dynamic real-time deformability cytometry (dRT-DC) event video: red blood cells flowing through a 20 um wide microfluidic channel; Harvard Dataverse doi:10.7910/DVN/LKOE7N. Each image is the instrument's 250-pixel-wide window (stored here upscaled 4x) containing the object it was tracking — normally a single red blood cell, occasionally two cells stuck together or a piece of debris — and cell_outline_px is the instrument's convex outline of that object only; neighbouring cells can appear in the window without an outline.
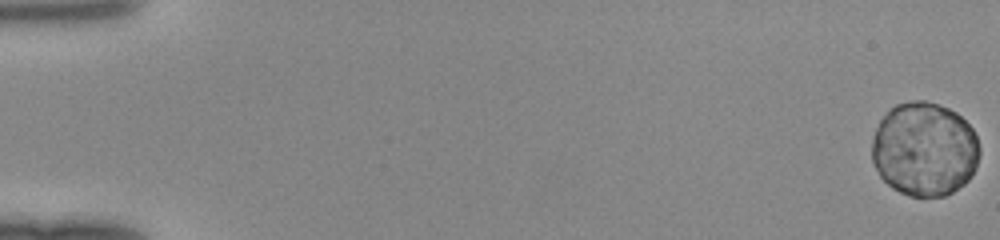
{"species": "human", "species_latin": "Homo sapiens", "temperature_condition": "room temperature", "stored_images_in_passage": 50, "camera_frame_rate_fps": 3000, "um_per_image_px": 0.085, "donor": {"sex": "female"}, "frame": {"image": 1, "passage_image": 1, "time_ms": 0.0, "image_size_px": [1000, 240], "cell_outline_px": [[980, 152], [976, 168], [968, 180], [964, 184], [952, 192], [944, 196], [908, 196], [892, 188], [880, 176], [872, 160], [872, 136], [880, 120], [896, 104], [912, 100], [924, 100], [948, 108], [956, 112], [972, 128], [976, 136], [980, 148]], "centroid_in_image_um": [78.58, 12.68], "position_along_channel_um": 6.4, "area_um2": 59.13}}
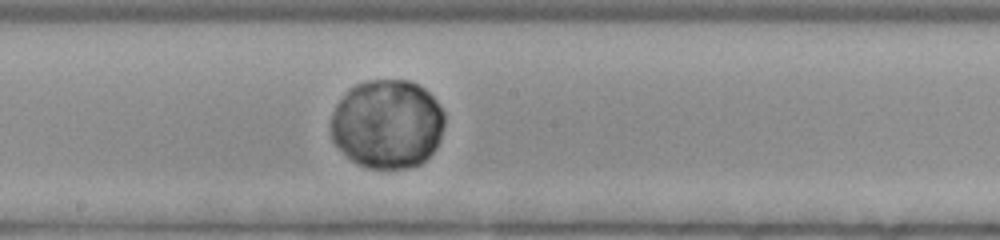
{"frame": {"image": 2, "passage_image": 29, "time_ms": 9.333, "image_size_px": [1000, 240], "cell_outline_px": [[444, 124], [436, 148], [420, 164], [408, 168], [368, 168], [352, 160], [332, 140], [332, 116], [336, 104], [356, 84], [368, 80], [408, 80], [424, 88], [436, 100], [444, 112]], "centroid_in_image_um": [32.94, 10.54], "position_along_channel_um": 215.3, "area_um2": 58.49}}
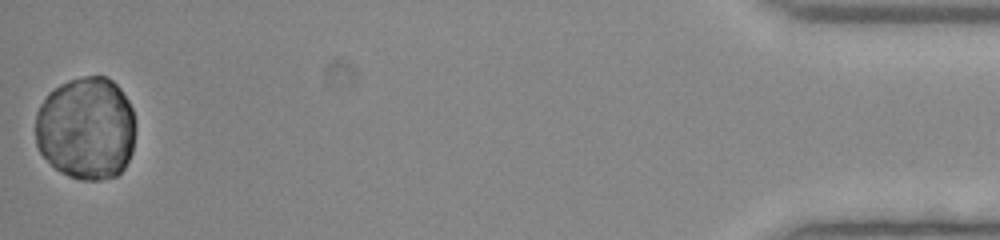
{"frame": {"image": 3, "passage_image": 50, "time_ms": 16.333, "image_size_px": [1000, 240], "cell_outline_px": [[132, 152], [124, 168], [116, 176], [100, 180], [80, 180], [68, 176], [60, 172], [40, 152], [36, 144], [36, 112], [40, 104], [48, 92], [60, 84], [68, 80], [84, 76], [104, 76], [112, 80], [120, 88], [128, 100], [132, 108]], "centroid_in_image_um": [7.29, 10.9], "position_along_channel_um": 427.9, "area_um2": 60.0}}